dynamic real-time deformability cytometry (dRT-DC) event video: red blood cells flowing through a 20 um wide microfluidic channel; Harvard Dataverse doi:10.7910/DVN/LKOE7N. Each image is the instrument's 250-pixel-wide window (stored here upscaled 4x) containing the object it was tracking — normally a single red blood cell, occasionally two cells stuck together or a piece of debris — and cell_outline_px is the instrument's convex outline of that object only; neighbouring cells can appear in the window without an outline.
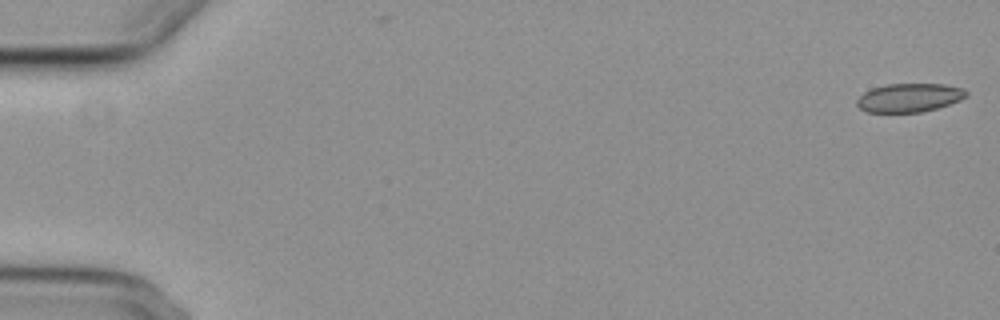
{"species": "common noctule bat (a hibernating species)", "species_latin": "Nyctalus noctula", "temperature_condition": "cold", "stored_images_in_passage": 17, "camera_frame_rate_fps": 3000, "um_per_image_px": 0.085, "animal": {"sex": "female", "body_mass_g": 29.2, "forearm_length_mm": 56.3}, "frame": {"image": 1, "passage_image": 1, "time_ms": 0.0, "image_size_px": [1000, 320], "cell_outline_px": [[968, 96], [960, 100], [936, 108], [920, 112], [868, 112], [860, 108], [856, 104], [856, 100], [864, 92], [872, 88], [888, 84], [944, 84], [964, 88], [968, 92]], "centroid_in_image_um": [77.3, 8.29], "position_along_channel_um": 7.7, "area_um2": 18.21}}
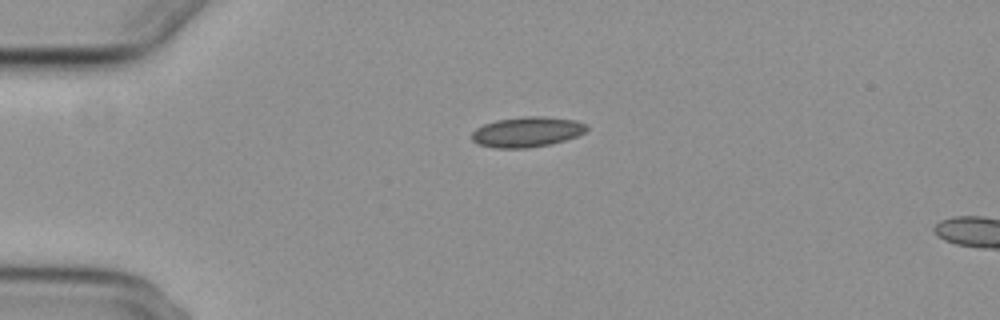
{"frame": {"image": 2, "passage_image": 14, "time_ms": 4.333, "image_size_px": [1000, 320], "cell_outline_px": [[588, 128], [584, 132], [576, 136], [552, 144], [528, 148], [496, 148], [476, 144], [472, 140], [472, 132], [476, 128], [484, 124], [496, 120], [524, 116], [544, 116], [576, 120], [588, 124]], "centroid_in_image_um": [44.79, 11.21], "position_along_channel_um": 40.2, "area_um2": 20.4}}